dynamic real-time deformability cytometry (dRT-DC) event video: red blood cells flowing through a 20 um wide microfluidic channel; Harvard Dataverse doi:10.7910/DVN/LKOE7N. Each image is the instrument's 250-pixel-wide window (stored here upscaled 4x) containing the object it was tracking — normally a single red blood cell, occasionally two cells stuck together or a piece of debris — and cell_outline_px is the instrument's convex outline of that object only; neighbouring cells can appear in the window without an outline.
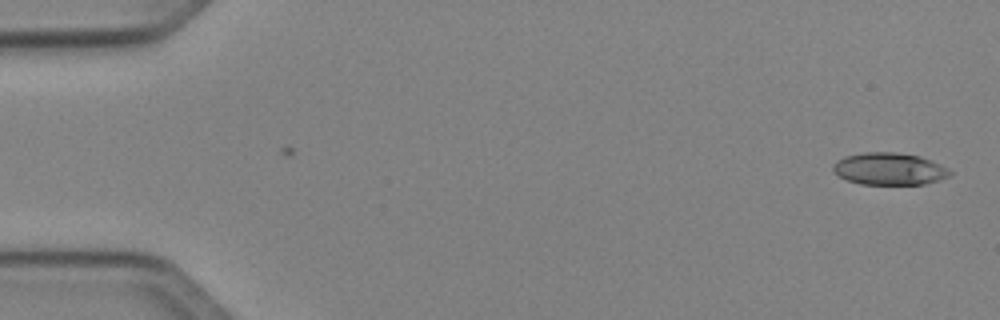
{"species": "Egyptian fruit bat (a non-hibernating species)", "species_latin": "Rousettus aegyptiacus", "temperature_condition": "cold", "stored_images_in_passage": 49, "camera_frame_rate_fps": 3000, "um_per_image_px": 0.085, "animal": {"sex": "female"}, "frame": {"image": 1, "passage_image": 1, "time_ms": 0.0, "image_size_px": [1000, 320], "cell_outline_px": [[952, 172], [948, 176], [924, 184], [860, 184], [848, 180], [840, 176], [832, 168], [844, 156], [864, 152], [896, 152], [920, 156], [932, 160], [948, 168]], "centroid_in_image_um": [75.62, 14.34], "position_along_channel_um": 9.4, "area_um2": 21.62}}
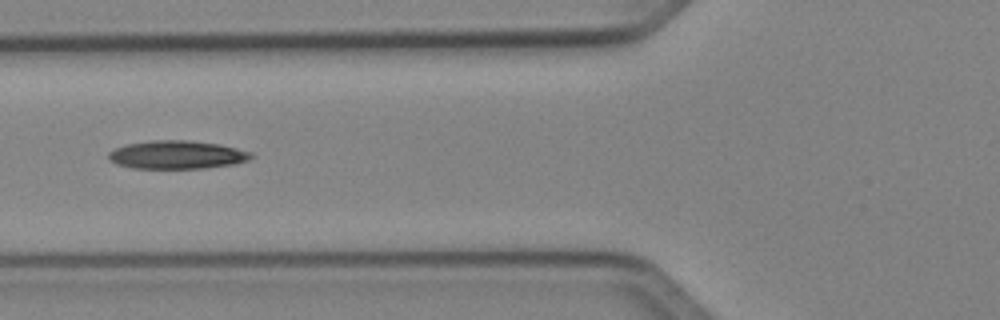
{"frame": {"image": 2, "passage_image": 19, "time_ms": 6.0, "image_size_px": [1000, 320], "cell_outline_px": [[252, 156], [248, 160], [236, 164], [204, 168], [132, 168], [116, 164], [108, 160], [108, 152], [116, 148], [128, 144], [152, 140], [188, 140], [216, 144], [236, 148], [252, 152]], "centroid_in_image_um": [15.02, 13.16], "position_along_channel_um": 110.8, "area_um2": 23.41}}
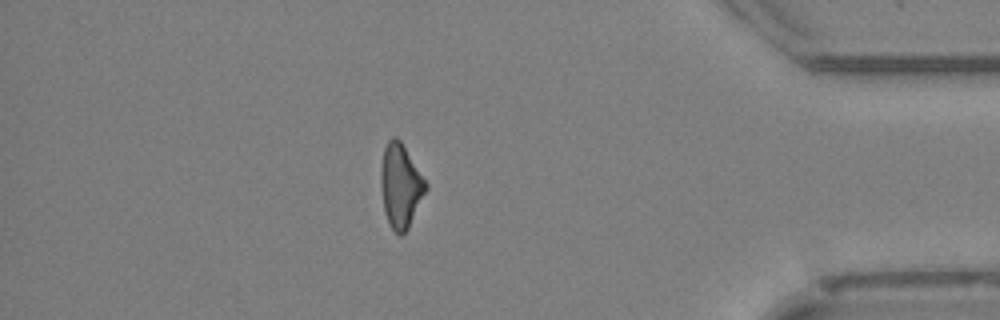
{"frame": {"image": 3, "passage_image": 43, "time_ms": 14.0, "image_size_px": [1000, 320], "cell_outline_px": [[428, 188], [408, 228], [400, 236], [392, 228], [384, 212], [380, 184], [380, 172], [384, 148], [388, 140], [392, 136], [396, 136], [400, 140], [428, 184]], "centroid_in_image_um": [34.04, 15.77], "position_along_channel_um": 401.2, "area_um2": 21.85}, "authors_computed_cell_mechanics": {"area_um2": 22.253, "velocity_mm_per_s": 4.0749, "shape_relaxation_time_tau1_ms": 5.1063, "shape_relaxation_time_tau2_ms": 9.045, "deformation_change_tau1": 0.1407, "deformation_change_tau2": 0.2306}}